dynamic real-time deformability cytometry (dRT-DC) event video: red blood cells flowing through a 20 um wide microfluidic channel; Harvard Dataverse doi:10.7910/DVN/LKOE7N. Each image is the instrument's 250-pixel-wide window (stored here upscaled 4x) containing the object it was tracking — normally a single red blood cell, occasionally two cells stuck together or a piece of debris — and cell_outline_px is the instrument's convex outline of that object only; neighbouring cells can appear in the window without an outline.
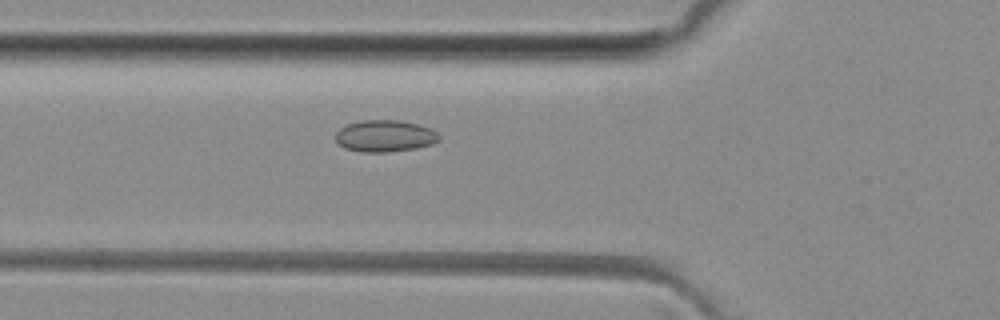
{"species": "common noctule bat (a hibernating species)", "species_latin": "Nyctalus noctula", "temperature_condition": "room temperature", "stored_images_in_passage": 37, "camera_frame_rate_fps": 3000, "um_per_image_px": 0.085, "animal": {"sex": "female", "body_mass_g": 29.2, "forearm_length_mm": 56.3}, "frame": {"image": 1, "passage_image": 7, "time_ms": 2.0, "image_size_px": [1000, 320], "cell_outline_px": [[440, 140], [432, 144], [416, 148], [388, 152], [360, 152], [344, 148], [336, 140], [336, 132], [340, 128], [348, 124], [360, 120], [400, 120], [432, 128], [440, 136]], "centroid_in_image_um": [32.72, 11.56], "position_along_channel_um": 93.1, "area_um2": 19.25}}
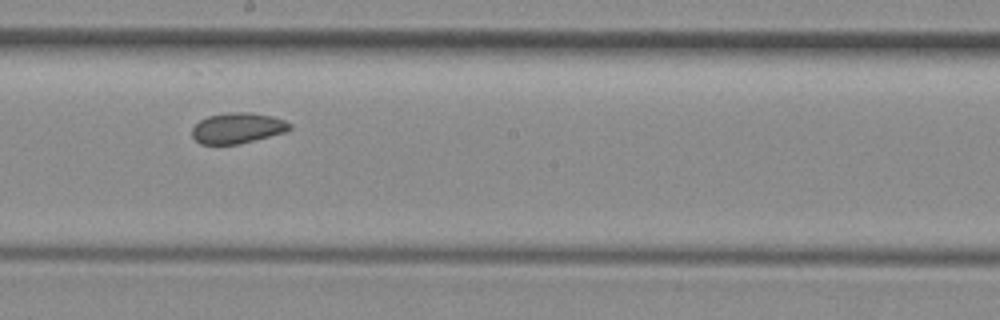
{"frame": {"image": 2, "passage_image": 17, "time_ms": 5.333, "image_size_px": [1000, 320], "cell_outline_px": [[292, 128], [284, 132], [240, 144], [200, 144], [192, 136], [192, 128], [200, 120], [208, 116], [228, 112], [252, 112], [272, 116], [284, 120], [292, 124]], "centroid_in_image_um": [20.19, 10.88], "position_along_channel_um": 228.0, "area_um2": 17.46}}
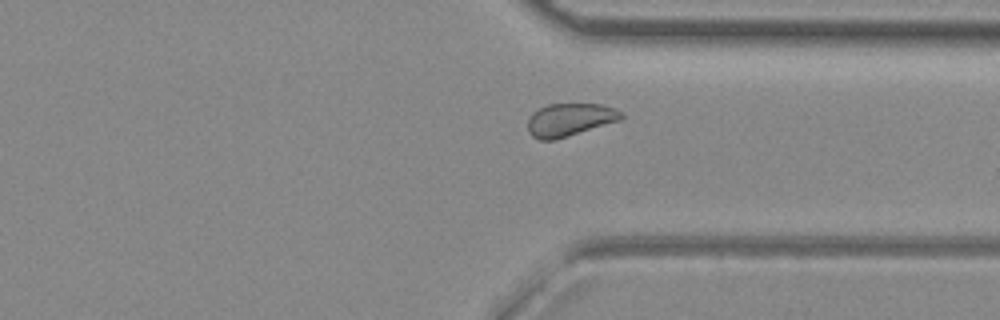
{"frame": {"image": 3, "passage_image": 27, "time_ms": 8.667, "image_size_px": [1000, 320], "cell_outline_px": [[624, 116], [620, 120], [556, 140], [540, 140], [532, 136], [528, 132], [528, 120], [532, 112], [548, 104], [600, 104], [616, 108], [624, 112]], "centroid_in_image_um": [48.44, 10.18], "position_along_channel_um": 363.0, "area_um2": 18.03}, "authors_computed_cell_mechanics": {"area_um2": 18.2648, "velocity_mm_per_s": 4.0423, "shape_relaxation_time_tau1_ms": null, "shape_relaxation_time_tau2_ms": 2.6331, "deformation_change_tau1": null, "deformation_change_tau2": 0.0562}}